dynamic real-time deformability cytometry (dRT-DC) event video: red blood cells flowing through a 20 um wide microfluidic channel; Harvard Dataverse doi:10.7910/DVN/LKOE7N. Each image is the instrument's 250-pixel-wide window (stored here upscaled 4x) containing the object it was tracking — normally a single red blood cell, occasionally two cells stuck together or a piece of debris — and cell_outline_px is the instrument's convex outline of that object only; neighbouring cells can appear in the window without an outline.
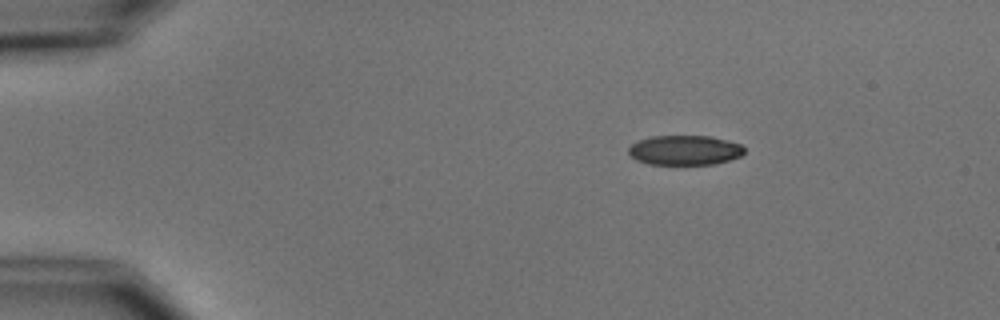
{"species": "common noctule bat (a hibernating species)", "species_latin": "Nyctalus noctula", "temperature_condition": "cold", "stored_images_in_passage": 4, "camera_frame_rate_fps": 3000, "um_per_image_px": 0.085, "animal": {"sex": "male", "body_mass_g": 15.6}, "frame": {"image": 1, "passage_image": 2, "time_ms": 1.333, "image_size_px": [1000, 320], "cell_outline_px": [[744, 152], [740, 156], [728, 160], [712, 164], [648, 164], [636, 160], [628, 152], [628, 148], [632, 144], [640, 140], [652, 136], [712, 136], [728, 140], [740, 144], [744, 148]], "centroid_in_image_um": [58.2, 12.76], "position_along_channel_um": 26.8, "area_um2": 19.94}}